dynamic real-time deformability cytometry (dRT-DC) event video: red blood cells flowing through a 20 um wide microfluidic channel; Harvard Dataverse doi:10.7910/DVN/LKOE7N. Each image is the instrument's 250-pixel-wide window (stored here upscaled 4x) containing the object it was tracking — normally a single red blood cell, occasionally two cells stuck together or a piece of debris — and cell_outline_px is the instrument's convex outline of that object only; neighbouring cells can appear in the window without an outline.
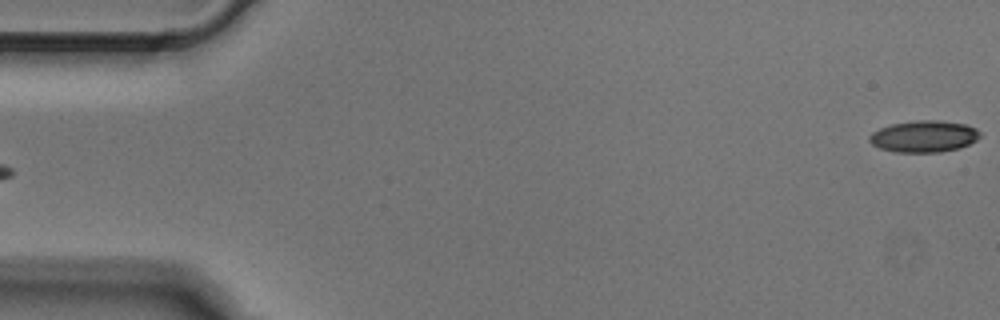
{"species": "Egyptian fruit bat (a non-hibernating species)", "species_latin": "Rousettus aegyptiacus", "temperature_condition": "cold", "stored_images_in_passage": 5, "segment_of_instrument_passage": [2, 2], "camera_frame_rate_fps": 3000, "um_per_image_px": 0.085, "animal": {"sex": "male"}, "frame": {"image": 1, "passage_image": 5, "time_ms": 1.333, "image_size_px": [1000, 320], "cell_outline_px": [[980, 136], [976, 140], [960, 148], [940, 152], [896, 152], [880, 148], [872, 144], [868, 140], [868, 136], [872, 132], [880, 128], [892, 124], [916, 120], [940, 120], [968, 124], [976, 128], [980, 132]], "centroid_in_image_um": [78.54, 11.58], "position_along_channel_um": 6.5, "area_um2": 20.52}}